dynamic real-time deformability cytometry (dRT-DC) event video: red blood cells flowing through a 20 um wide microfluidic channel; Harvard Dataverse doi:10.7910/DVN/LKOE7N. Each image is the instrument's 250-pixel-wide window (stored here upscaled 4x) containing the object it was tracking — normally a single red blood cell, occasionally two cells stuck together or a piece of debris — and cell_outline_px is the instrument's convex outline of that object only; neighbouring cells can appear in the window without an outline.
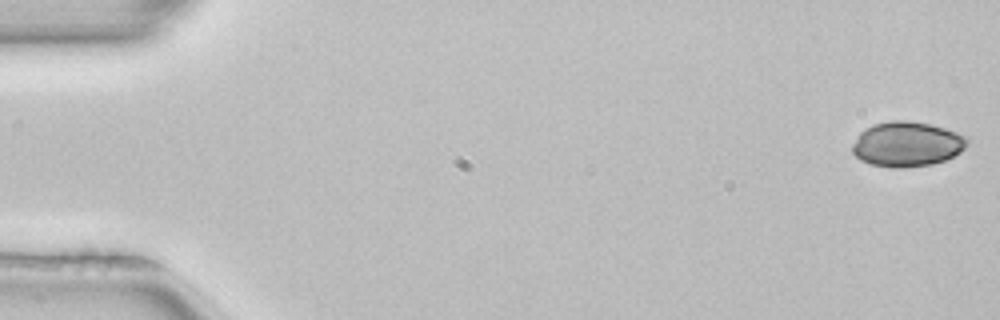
{"species": "common noctule bat (a hibernating species)", "species_latin": "Nyctalus noctula", "temperature_condition": "room temperature", "stored_images_in_passage": 15, "camera_frame_rate_fps": 3000, "um_per_image_px": 0.085, "animal": {"sex": "female", "body_mass_g": 22.7, "forearm_length_mm": 54.2}, "frame": {"image": 1, "passage_image": 1, "time_ms": 0.0, "image_size_px": [1000, 320], "cell_outline_px": [[968, 144], [960, 152], [944, 160], [932, 164], [900, 168], [896, 168], [872, 164], [860, 160], [852, 152], [852, 144], [860, 132], [864, 128], [872, 124], [892, 120], [908, 120], [932, 124], [968, 136]], "centroid_in_image_um": [77.08, 12.23], "position_along_channel_um": 7.9, "area_um2": 30.23}}
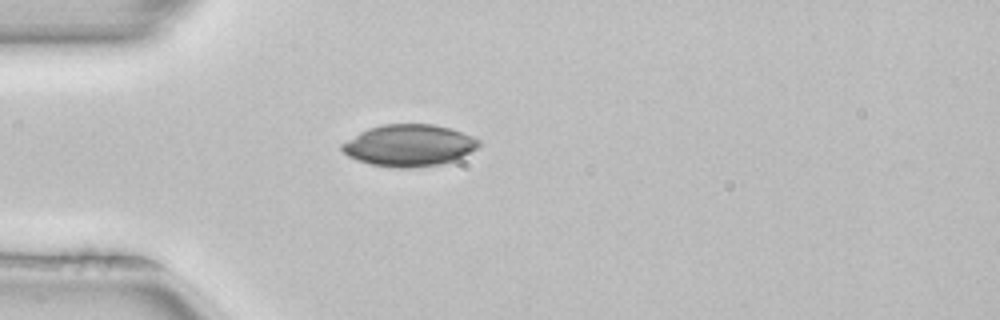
{"frame": {"image": 2, "passage_image": 9, "time_ms": 2.667, "image_size_px": [1000, 320], "cell_outline_px": [[480, 144], [476, 148], [456, 160], [440, 164], [412, 168], [396, 168], [368, 164], [348, 156], [340, 148], [340, 144], [360, 132], [368, 128], [384, 124], [432, 124], [448, 128], [472, 136], [480, 140]], "centroid_in_image_um": [34.74, 12.37], "position_along_channel_um": 50.3, "area_um2": 33.23}}